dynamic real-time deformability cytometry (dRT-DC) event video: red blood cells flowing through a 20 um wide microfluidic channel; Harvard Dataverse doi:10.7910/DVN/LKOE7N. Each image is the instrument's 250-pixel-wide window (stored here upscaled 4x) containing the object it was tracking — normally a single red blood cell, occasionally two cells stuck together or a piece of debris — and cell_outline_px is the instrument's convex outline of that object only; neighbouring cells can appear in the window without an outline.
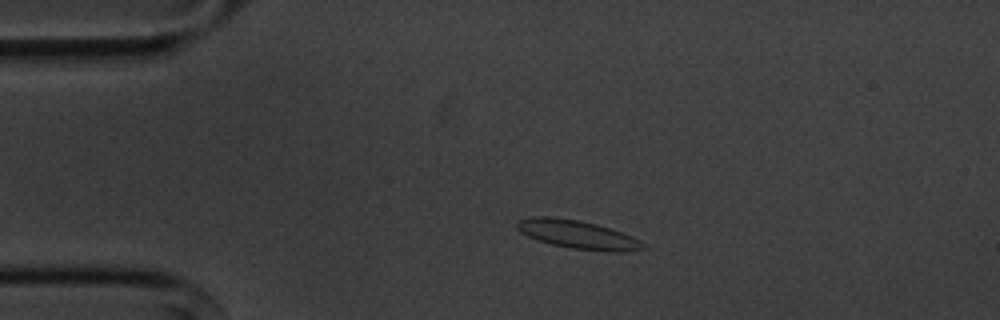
{"species": "common noctule bat (a hibernating species)", "species_latin": "Nyctalus noctula", "temperature_condition": "cold", "stored_images_in_passage": 53, "camera_frame_rate_fps": 3000, "um_per_image_px": 0.085, "animal": {"sex": "male", "body_mass_g": 20.1, "forearm_length_mm": 53.5}, "frame": {"image": 1, "passage_image": 9, "time_ms": 2.667, "image_size_px": [1000, 320], "cell_outline_px": [[648, 248], [624, 252], [612, 252], [572, 248], [552, 244], [528, 236], [520, 232], [516, 228], [516, 220], [532, 216], [552, 216], [580, 220], [596, 224], [620, 232], [640, 240]], "centroid_in_image_um": [49.08, 19.92], "position_along_channel_um": 35.9, "area_um2": 20.87}}
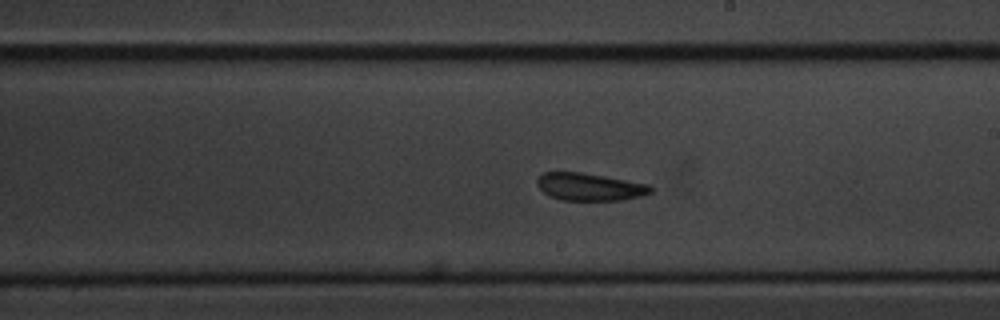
{"frame": {"image": 2, "passage_image": 29, "time_ms": 9.333, "image_size_px": [1000, 320], "cell_outline_px": [[652, 192], [640, 196], [624, 200], [560, 200], [548, 196], [536, 184], [536, 180], [544, 172], [580, 172], [604, 176], [648, 184], [652, 188]], "centroid_in_image_um": [50.09, 15.89], "position_along_channel_um": 238.9, "area_um2": 18.15}}
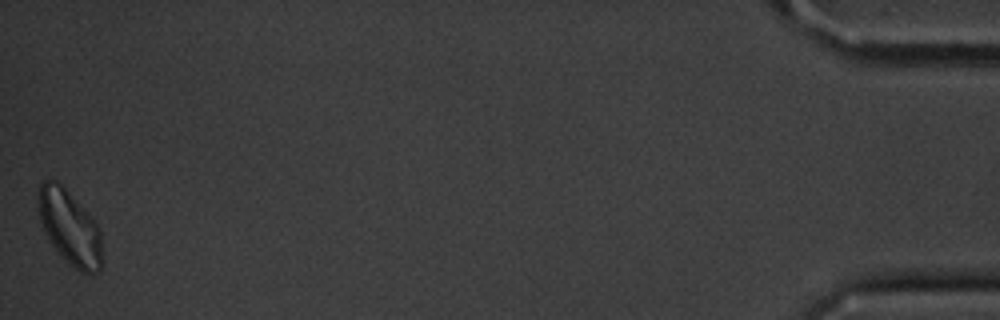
{"frame": {"image": 3, "passage_image": 53, "time_ms": 17.333, "image_size_px": [1000, 320], "cell_outline_px": [[104, 260], [100, 272], [80, 272], [68, 264], [48, 240], [44, 232], [40, 220], [36, 200], [36, 196], [40, 184], [44, 180], [56, 180], [96, 220], [100, 228]], "centroid_in_image_um": [5.94, 19.36], "position_along_channel_um": 429.3, "area_um2": 28.38}, "authors_computed_cell_mechanics": {"area_um2": 19.1896, "velocity_mm_per_s": 3.5501, "shape_relaxation_time_tau1_ms": 4.014, "shape_relaxation_time_tau2_ms": 2.5006, "deformation_change_tau1": 0.0837, "deformation_change_tau2": 0.0656}}